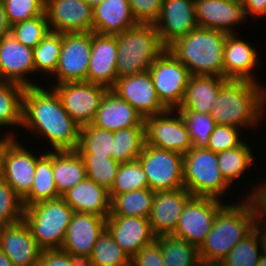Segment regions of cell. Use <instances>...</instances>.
Masks as SVG:
<instances>
[{"label":"cell","mask_w":266,"mask_h":266,"mask_svg":"<svg viewBox=\"0 0 266 266\" xmlns=\"http://www.w3.org/2000/svg\"><path fill=\"white\" fill-rule=\"evenodd\" d=\"M117 78L141 74L167 49L154 24L138 23L117 35Z\"/></svg>","instance_id":"obj_5"},{"label":"cell","mask_w":266,"mask_h":266,"mask_svg":"<svg viewBox=\"0 0 266 266\" xmlns=\"http://www.w3.org/2000/svg\"><path fill=\"white\" fill-rule=\"evenodd\" d=\"M22 199L4 180H0V224L2 226L17 223L23 219Z\"/></svg>","instance_id":"obj_45"},{"label":"cell","mask_w":266,"mask_h":266,"mask_svg":"<svg viewBox=\"0 0 266 266\" xmlns=\"http://www.w3.org/2000/svg\"><path fill=\"white\" fill-rule=\"evenodd\" d=\"M35 266H72L68 252L62 249L42 251Z\"/></svg>","instance_id":"obj_51"},{"label":"cell","mask_w":266,"mask_h":266,"mask_svg":"<svg viewBox=\"0 0 266 266\" xmlns=\"http://www.w3.org/2000/svg\"><path fill=\"white\" fill-rule=\"evenodd\" d=\"M73 213L72 208L60 197L24 208L23 219L39 248L42 251L54 250L62 248Z\"/></svg>","instance_id":"obj_7"},{"label":"cell","mask_w":266,"mask_h":266,"mask_svg":"<svg viewBox=\"0 0 266 266\" xmlns=\"http://www.w3.org/2000/svg\"><path fill=\"white\" fill-rule=\"evenodd\" d=\"M266 176V175H265ZM264 174L260 178V183H256L247 192L239 193L242 198H251L257 210L258 225L266 231V178ZM262 179V180H261ZM258 185V186H257ZM245 194V195H244ZM244 195V196H243Z\"/></svg>","instance_id":"obj_49"},{"label":"cell","mask_w":266,"mask_h":266,"mask_svg":"<svg viewBox=\"0 0 266 266\" xmlns=\"http://www.w3.org/2000/svg\"><path fill=\"white\" fill-rule=\"evenodd\" d=\"M266 249L265 230L257 226L230 251L220 262L222 266H258L261 254Z\"/></svg>","instance_id":"obj_34"},{"label":"cell","mask_w":266,"mask_h":266,"mask_svg":"<svg viewBox=\"0 0 266 266\" xmlns=\"http://www.w3.org/2000/svg\"><path fill=\"white\" fill-rule=\"evenodd\" d=\"M87 4H89L92 8L99 5L103 0H84Z\"/></svg>","instance_id":"obj_58"},{"label":"cell","mask_w":266,"mask_h":266,"mask_svg":"<svg viewBox=\"0 0 266 266\" xmlns=\"http://www.w3.org/2000/svg\"><path fill=\"white\" fill-rule=\"evenodd\" d=\"M155 192L149 187L116 195L111 200L109 216L149 218Z\"/></svg>","instance_id":"obj_35"},{"label":"cell","mask_w":266,"mask_h":266,"mask_svg":"<svg viewBox=\"0 0 266 266\" xmlns=\"http://www.w3.org/2000/svg\"><path fill=\"white\" fill-rule=\"evenodd\" d=\"M61 197L74 212L92 213L108 218L111 211L109 191L87 177Z\"/></svg>","instance_id":"obj_27"},{"label":"cell","mask_w":266,"mask_h":266,"mask_svg":"<svg viewBox=\"0 0 266 266\" xmlns=\"http://www.w3.org/2000/svg\"><path fill=\"white\" fill-rule=\"evenodd\" d=\"M43 150L45 154L37 161L33 185L29 194L22 200L24 208L61 197L53 178L52 151Z\"/></svg>","instance_id":"obj_33"},{"label":"cell","mask_w":266,"mask_h":266,"mask_svg":"<svg viewBox=\"0 0 266 266\" xmlns=\"http://www.w3.org/2000/svg\"><path fill=\"white\" fill-rule=\"evenodd\" d=\"M62 47V34L58 32L49 31L48 34L41 40V42L33 49L34 67L37 75L48 78L52 76L58 66L59 57ZM48 76V77H47Z\"/></svg>","instance_id":"obj_37"},{"label":"cell","mask_w":266,"mask_h":266,"mask_svg":"<svg viewBox=\"0 0 266 266\" xmlns=\"http://www.w3.org/2000/svg\"><path fill=\"white\" fill-rule=\"evenodd\" d=\"M93 32L118 35L137 25L128 0H103L93 8Z\"/></svg>","instance_id":"obj_29"},{"label":"cell","mask_w":266,"mask_h":266,"mask_svg":"<svg viewBox=\"0 0 266 266\" xmlns=\"http://www.w3.org/2000/svg\"><path fill=\"white\" fill-rule=\"evenodd\" d=\"M165 266H198L201 262L197 247L172 235L159 236Z\"/></svg>","instance_id":"obj_38"},{"label":"cell","mask_w":266,"mask_h":266,"mask_svg":"<svg viewBox=\"0 0 266 266\" xmlns=\"http://www.w3.org/2000/svg\"><path fill=\"white\" fill-rule=\"evenodd\" d=\"M91 45L92 32L63 33L58 66L47 86L87 81Z\"/></svg>","instance_id":"obj_12"},{"label":"cell","mask_w":266,"mask_h":266,"mask_svg":"<svg viewBox=\"0 0 266 266\" xmlns=\"http://www.w3.org/2000/svg\"><path fill=\"white\" fill-rule=\"evenodd\" d=\"M189 129L190 140L195 148L207 147L210 135L216 127L213 118L196 112H180Z\"/></svg>","instance_id":"obj_44"},{"label":"cell","mask_w":266,"mask_h":266,"mask_svg":"<svg viewBox=\"0 0 266 266\" xmlns=\"http://www.w3.org/2000/svg\"><path fill=\"white\" fill-rule=\"evenodd\" d=\"M191 197L185 188L155 192L148 220L156 237L175 232L183 208Z\"/></svg>","instance_id":"obj_22"},{"label":"cell","mask_w":266,"mask_h":266,"mask_svg":"<svg viewBox=\"0 0 266 266\" xmlns=\"http://www.w3.org/2000/svg\"><path fill=\"white\" fill-rule=\"evenodd\" d=\"M265 87L248 80L228 79L222 85L209 115L216 125L254 130L265 116Z\"/></svg>","instance_id":"obj_2"},{"label":"cell","mask_w":266,"mask_h":266,"mask_svg":"<svg viewBox=\"0 0 266 266\" xmlns=\"http://www.w3.org/2000/svg\"><path fill=\"white\" fill-rule=\"evenodd\" d=\"M198 266H222L220 263H208V262H200Z\"/></svg>","instance_id":"obj_59"},{"label":"cell","mask_w":266,"mask_h":266,"mask_svg":"<svg viewBox=\"0 0 266 266\" xmlns=\"http://www.w3.org/2000/svg\"><path fill=\"white\" fill-rule=\"evenodd\" d=\"M21 128L32 139L47 141L48 150L61 151L77 149L81 127L63 108L57 92L44 84L25 87Z\"/></svg>","instance_id":"obj_1"},{"label":"cell","mask_w":266,"mask_h":266,"mask_svg":"<svg viewBox=\"0 0 266 266\" xmlns=\"http://www.w3.org/2000/svg\"><path fill=\"white\" fill-rule=\"evenodd\" d=\"M148 187L149 183L141 163L138 160L125 162L119 166L109 196L112 200L116 195Z\"/></svg>","instance_id":"obj_41"},{"label":"cell","mask_w":266,"mask_h":266,"mask_svg":"<svg viewBox=\"0 0 266 266\" xmlns=\"http://www.w3.org/2000/svg\"><path fill=\"white\" fill-rule=\"evenodd\" d=\"M133 17L137 23L154 24L162 9L163 0H128Z\"/></svg>","instance_id":"obj_48"},{"label":"cell","mask_w":266,"mask_h":266,"mask_svg":"<svg viewBox=\"0 0 266 266\" xmlns=\"http://www.w3.org/2000/svg\"><path fill=\"white\" fill-rule=\"evenodd\" d=\"M10 26L45 14V0H2Z\"/></svg>","instance_id":"obj_46"},{"label":"cell","mask_w":266,"mask_h":266,"mask_svg":"<svg viewBox=\"0 0 266 266\" xmlns=\"http://www.w3.org/2000/svg\"><path fill=\"white\" fill-rule=\"evenodd\" d=\"M0 249L11 259L14 266H35L42 253L24 219L2 226Z\"/></svg>","instance_id":"obj_23"},{"label":"cell","mask_w":266,"mask_h":266,"mask_svg":"<svg viewBox=\"0 0 266 266\" xmlns=\"http://www.w3.org/2000/svg\"><path fill=\"white\" fill-rule=\"evenodd\" d=\"M50 31L46 15L15 23L10 33L21 44L34 49Z\"/></svg>","instance_id":"obj_43"},{"label":"cell","mask_w":266,"mask_h":266,"mask_svg":"<svg viewBox=\"0 0 266 266\" xmlns=\"http://www.w3.org/2000/svg\"><path fill=\"white\" fill-rule=\"evenodd\" d=\"M90 256L93 266H131L130 256L107 229L99 236Z\"/></svg>","instance_id":"obj_40"},{"label":"cell","mask_w":266,"mask_h":266,"mask_svg":"<svg viewBox=\"0 0 266 266\" xmlns=\"http://www.w3.org/2000/svg\"><path fill=\"white\" fill-rule=\"evenodd\" d=\"M226 204L215 198L192 196L186 202L172 236L183 239L199 249L211 231L217 213Z\"/></svg>","instance_id":"obj_13"},{"label":"cell","mask_w":266,"mask_h":266,"mask_svg":"<svg viewBox=\"0 0 266 266\" xmlns=\"http://www.w3.org/2000/svg\"><path fill=\"white\" fill-rule=\"evenodd\" d=\"M92 125L111 132L130 127H145L144 118L111 89L103 95Z\"/></svg>","instance_id":"obj_26"},{"label":"cell","mask_w":266,"mask_h":266,"mask_svg":"<svg viewBox=\"0 0 266 266\" xmlns=\"http://www.w3.org/2000/svg\"><path fill=\"white\" fill-rule=\"evenodd\" d=\"M83 158L87 178L95 181L108 191L111 189L117 175L120 162L112 157L94 156L92 154H80Z\"/></svg>","instance_id":"obj_42"},{"label":"cell","mask_w":266,"mask_h":266,"mask_svg":"<svg viewBox=\"0 0 266 266\" xmlns=\"http://www.w3.org/2000/svg\"><path fill=\"white\" fill-rule=\"evenodd\" d=\"M24 91V86L0 79V127L6 128V133L11 137L19 138L13 131L22 126Z\"/></svg>","instance_id":"obj_31"},{"label":"cell","mask_w":266,"mask_h":266,"mask_svg":"<svg viewBox=\"0 0 266 266\" xmlns=\"http://www.w3.org/2000/svg\"><path fill=\"white\" fill-rule=\"evenodd\" d=\"M146 144L145 127H130L114 132L112 159L120 163L138 159Z\"/></svg>","instance_id":"obj_36"},{"label":"cell","mask_w":266,"mask_h":266,"mask_svg":"<svg viewBox=\"0 0 266 266\" xmlns=\"http://www.w3.org/2000/svg\"><path fill=\"white\" fill-rule=\"evenodd\" d=\"M258 56L252 43L239 34H228L224 45V78L261 83L254 73L261 65Z\"/></svg>","instance_id":"obj_21"},{"label":"cell","mask_w":266,"mask_h":266,"mask_svg":"<svg viewBox=\"0 0 266 266\" xmlns=\"http://www.w3.org/2000/svg\"><path fill=\"white\" fill-rule=\"evenodd\" d=\"M228 79L219 76H191L179 112L210 114L222 85Z\"/></svg>","instance_id":"obj_28"},{"label":"cell","mask_w":266,"mask_h":266,"mask_svg":"<svg viewBox=\"0 0 266 266\" xmlns=\"http://www.w3.org/2000/svg\"><path fill=\"white\" fill-rule=\"evenodd\" d=\"M92 11L84 0H45L50 31L61 34L93 32Z\"/></svg>","instance_id":"obj_16"},{"label":"cell","mask_w":266,"mask_h":266,"mask_svg":"<svg viewBox=\"0 0 266 266\" xmlns=\"http://www.w3.org/2000/svg\"><path fill=\"white\" fill-rule=\"evenodd\" d=\"M52 168L60 196L87 177L83 158L76 150L52 151Z\"/></svg>","instance_id":"obj_30"},{"label":"cell","mask_w":266,"mask_h":266,"mask_svg":"<svg viewBox=\"0 0 266 266\" xmlns=\"http://www.w3.org/2000/svg\"><path fill=\"white\" fill-rule=\"evenodd\" d=\"M234 201L233 204L227 203L217 213L211 231L198 249L202 262H222L238 242L258 226L253 200L241 197Z\"/></svg>","instance_id":"obj_3"},{"label":"cell","mask_w":266,"mask_h":266,"mask_svg":"<svg viewBox=\"0 0 266 266\" xmlns=\"http://www.w3.org/2000/svg\"><path fill=\"white\" fill-rule=\"evenodd\" d=\"M10 29L11 26L7 20L4 4L2 0H0V39L10 34Z\"/></svg>","instance_id":"obj_54"},{"label":"cell","mask_w":266,"mask_h":266,"mask_svg":"<svg viewBox=\"0 0 266 266\" xmlns=\"http://www.w3.org/2000/svg\"><path fill=\"white\" fill-rule=\"evenodd\" d=\"M146 145L182 155L192 147L188 125L176 109L144 119Z\"/></svg>","instance_id":"obj_11"},{"label":"cell","mask_w":266,"mask_h":266,"mask_svg":"<svg viewBox=\"0 0 266 266\" xmlns=\"http://www.w3.org/2000/svg\"><path fill=\"white\" fill-rule=\"evenodd\" d=\"M34 73V74H33ZM35 75L33 49L21 44L10 33L0 39V79L24 87L40 86V80L30 79Z\"/></svg>","instance_id":"obj_15"},{"label":"cell","mask_w":266,"mask_h":266,"mask_svg":"<svg viewBox=\"0 0 266 266\" xmlns=\"http://www.w3.org/2000/svg\"><path fill=\"white\" fill-rule=\"evenodd\" d=\"M131 266H165L160 241L156 240L141 248L131 257Z\"/></svg>","instance_id":"obj_50"},{"label":"cell","mask_w":266,"mask_h":266,"mask_svg":"<svg viewBox=\"0 0 266 266\" xmlns=\"http://www.w3.org/2000/svg\"><path fill=\"white\" fill-rule=\"evenodd\" d=\"M154 25L162 44L168 48L198 27L195 0H163L161 14Z\"/></svg>","instance_id":"obj_19"},{"label":"cell","mask_w":266,"mask_h":266,"mask_svg":"<svg viewBox=\"0 0 266 266\" xmlns=\"http://www.w3.org/2000/svg\"><path fill=\"white\" fill-rule=\"evenodd\" d=\"M2 128L0 127V131ZM1 133V132H0ZM12 137L8 135L6 132H2V135L0 134V149L11 139Z\"/></svg>","instance_id":"obj_56"},{"label":"cell","mask_w":266,"mask_h":266,"mask_svg":"<svg viewBox=\"0 0 266 266\" xmlns=\"http://www.w3.org/2000/svg\"><path fill=\"white\" fill-rule=\"evenodd\" d=\"M158 99L167 109H177L182 103L191 77L187 68L166 49L148 70Z\"/></svg>","instance_id":"obj_10"},{"label":"cell","mask_w":266,"mask_h":266,"mask_svg":"<svg viewBox=\"0 0 266 266\" xmlns=\"http://www.w3.org/2000/svg\"><path fill=\"white\" fill-rule=\"evenodd\" d=\"M44 154H34L32 149L23 146L22 142L20 144L18 137H12L0 149L1 178L22 200L30 192L37 161Z\"/></svg>","instance_id":"obj_8"},{"label":"cell","mask_w":266,"mask_h":266,"mask_svg":"<svg viewBox=\"0 0 266 266\" xmlns=\"http://www.w3.org/2000/svg\"><path fill=\"white\" fill-rule=\"evenodd\" d=\"M117 35L92 32L87 82L112 89L117 81Z\"/></svg>","instance_id":"obj_20"},{"label":"cell","mask_w":266,"mask_h":266,"mask_svg":"<svg viewBox=\"0 0 266 266\" xmlns=\"http://www.w3.org/2000/svg\"><path fill=\"white\" fill-rule=\"evenodd\" d=\"M258 266H266V249L264 250V252L260 256Z\"/></svg>","instance_id":"obj_57"},{"label":"cell","mask_w":266,"mask_h":266,"mask_svg":"<svg viewBox=\"0 0 266 266\" xmlns=\"http://www.w3.org/2000/svg\"><path fill=\"white\" fill-rule=\"evenodd\" d=\"M137 160L141 163L152 191L184 188L182 154L145 144Z\"/></svg>","instance_id":"obj_9"},{"label":"cell","mask_w":266,"mask_h":266,"mask_svg":"<svg viewBox=\"0 0 266 266\" xmlns=\"http://www.w3.org/2000/svg\"><path fill=\"white\" fill-rule=\"evenodd\" d=\"M0 266H14L11 259L0 249Z\"/></svg>","instance_id":"obj_55"},{"label":"cell","mask_w":266,"mask_h":266,"mask_svg":"<svg viewBox=\"0 0 266 266\" xmlns=\"http://www.w3.org/2000/svg\"><path fill=\"white\" fill-rule=\"evenodd\" d=\"M111 90L127 101L144 119L168 110L157 97L149 71L119 77Z\"/></svg>","instance_id":"obj_17"},{"label":"cell","mask_w":266,"mask_h":266,"mask_svg":"<svg viewBox=\"0 0 266 266\" xmlns=\"http://www.w3.org/2000/svg\"><path fill=\"white\" fill-rule=\"evenodd\" d=\"M195 16L198 27L227 34H238L235 27L248 21L243 3L236 0H195Z\"/></svg>","instance_id":"obj_18"},{"label":"cell","mask_w":266,"mask_h":266,"mask_svg":"<svg viewBox=\"0 0 266 266\" xmlns=\"http://www.w3.org/2000/svg\"><path fill=\"white\" fill-rule=\"evenodd\" d=\"M114 132L86 125L80 128L79 143L76 151L79 154L112 157Z\"/></svg>","instance_id":"obj_39"},{"label":"cell","mask_w":266,"mask_h":266,"mask_svg":"<svg viewBox=\"0 0 266 266\" xmlns=\"http://www.w3.org/2000/svg\"><path fill=\"white\" fill-rule=\"evenodd\" d=\"M251 144L245 139L238 147L218 153V168L230 186L235 185L237 180L239 182L240 178L244 179L241 182H245L246 179L243 177L250 172L249 169L254 168L255 171L256 168L253 165L257 161L254 160L256 155Z\"/></svg>","instance_id":"obj_32"},{"label":"cell","mask_w":266,"mask_h":266,"mask_svg":"<svg viewBox=\"0 0 266 266\" xmlns=\"http://www.w3.org/2000/svg\"><path fill=\"white\" fill-rule=\"evenodd\" d=\"M245 16L249 19H260L266 16V0H246L243 4Z\"/></svg>","instance_id":"obj_52"},{"label":"cell","mask_w":266,"mask_h":266,"mask_svg":"<svg viewBox=\"0 0 266 266\" xmlns=\"http://www.w3.org/2000/svg\"><path fill=\"white\" fill-rule=\"evenodd\" d=\"M242 132L236 127L216 125L206 148L216 153L236 148L245 141L241 134L246 132Z\"/></svg>","instance_id":"obj_47"},{"label":"cell","mask_w":266,"mask_h":266,"mask_svg":"<svg viewBox=\"0 0 266 266\" xmlns=\"http://www.w3.org/2000/svg\"><path fill=\"white\" fill-rule=\"evenodd\" d=\"M106 229L130 258L157 238L148 218L143 217L108 216Z\"/></svg>","instance_id":"obj_24"},{"label":"cell","mask_w":266,"mask_h":266,"mask_svg":"<svg viewBox=\"0 0 266 266\" xmlns=\"http://www.w3.org/2000/svg\"><path fill=\"white\" fill-rule=\"evenodd\" d=\"M237 2H240V3H245L246 2V0H236Z\"/></svg>","instance_id":"obj_60"},{"label":"cell","mask_w":266,"mask_h":266,"mask_svg":"<svg viewBox=\"0 0 266 266\" xmlns=\"http://www.w3.org/2000/svg\"><path fill=\"white\" fill-rule=\"evenodd\" d=\"M69 260L72 266H93L90 255L73 254L68 252Z\"/></svg>","instance_id":"obj_53"},{"label":"cell","mask_w":266,"mask_h":266,"mask_svg":"<svg viewBox=\"0 0 266 266\" xmlns=\"http://www.w3.org/2000/svg\"><path fill=\"white\" fill-rule=\"evenodd\" d=\"M107 218L74 212L67 228L62 250L73 254L91 255L99 236L106 229Z\"/></svg>","instance_id":"obj_25"},{"label":"cell","mask_w":266,"mask_h":266,"mask_svg":"<svg viewBox=\"0 0 266 266\" xmlns=\"http://www.w3.org/2000/svg\"><path fill=\"white\" fill-rule=\"evenodd\" d=\"M183 180L184 188L194 197H210L224 200L226 203L234 202L225 198L230 195L227 193H231L228 191L237 190V185L232 188L226 182L218 168V153L206 147H192L183 155Z\"/></svg>","instance_id":"obj_6"},{"label":"cell","mask_w":266,"mask_h":266,"mask_svg":"<svg viewBox=\"0 0 266 266\" xmlns=\"http://www.w3.org/2000/svg\"><path fill=\"white\" fill-rule=\"evenodd\" d=\"M59 95L63 108L80 126L91 125L106 87L91 82H69L51 86Z\"/></svg>","instance_id":"obj_14"},{"label":"cell","mask_w":266,"mask_h":266,"mask_svg":"<svg viewBox=\"0 0 266 266\" xmlns=\"http://www.w3.org/2000/svg\"><path fill=\"white\" fill-rule=\"evenodd\" d=\"M227 33L197 27L167 49L187 68L191 76L224 77V45Z\"/></svg>","instance_id":"obj_4"}]
</instances>
